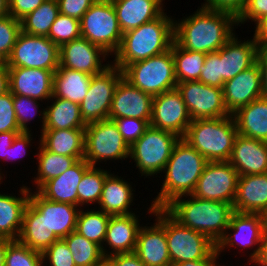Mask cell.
I'll list each match as a JSON object with an SVG mask.
<instances>
[{"label": "cell", "instance_id": "6da1fadb", "mask_svg": "<svg viewBox=\"0 0 267 266\" xmlns=\"http://www.w3.org/2000/svg\"><path fill=\"white\" fill-rule=\"evenodd\" d=\"M195 14L174 20V42L191 51L217 52L234 35L237 17L230 12L201 6Z\"/></svg>", "mask_w": 267, "mask_h": 266}, {"label": "cell", "instance_id": "7a4b0ae2", "mask_svg": "<svg viewBox=\"0 0 267 266\" xmlns=\"http://www.w3.org/2000/svg\"><path fill=\"white\" fill-rule=\"evenodd\" d=\"M174 42V19L166 12L136 29L123 33L112 65L124 70L129 64L162 54Z\"/></svg>", "mask_w": 267, "mask_h": 266}, {"label": "cell", "instance_id": "3957f363", "mask_svg": "<svg viewBox=\"0 0 267 266\" xmlns=\"http://www.w3.org/2000/svg\"><path fill=\"white\" fill-rule=\"evenodd\" d=\"M164 209L182 226L206 235L215 244L224 236L234 212L232 204L193 195L177 197Z\"/></svg>", "mask_w": 267, "mask_h": 266}, {"label": "cell", "instance_id": "277c9868", "mask_svg": "<svg viewBox=\"0 0 267 266\" xmlns=\"http://www.w3.org/2000/svg\"><path fill=\"white\" fill-rule=\"evenodd\" d=\"M207 162L188 142L180 138L163 171L165 178L162 188L151 206L165 208L175 198L191 195Z\"/></svg>", "mask_w": 267, "mask_h": 266}, {"label": "cell", "instance_id": "5b68a950", "mask_svg": "<svg viewBox=\"0 0 267 266\" xmlns=\"http://www.w3.org/2000/svg\"><path fill=\"white\" fill-rule=\"evenodd\" d=\"M238 135L232 115L192 120L183 139L208 162L228 161Z\"/></svg>", "mask_w": 267, "mask_h": 266}, {"label": "cell", "instance_id": "8992f818", "mask_svg": "<svg viewBox=\"0 0 267 266\" xmlns=\"http://www.w3.org/2000/svg\"><path fill=\"white\" fill-rule=\"evenodd\" d=\"M123 77L133 86L152 97L177 87L172 46L168 51L129 64Z\"/></svg>", "mask_w": 267, "mask_h": 266}, {"label": "cell", "instance_id": "52a82bcc", "mask_svg": "<svg viewBox=\"0 0 267 266\" xmlns=\"http://www.w3.org/2000/svg\"><path fill=\"white\" fill-rule=\"evenodd\" d=\"M180 137L172 132L149 126L141 138L129 148L141 176H154L164 171Z\"/></svg>", "mask_w": 267, "mask_h": 266}, {"label": "cell", "instance_id": "ba28073f", "mask_svg": "<svg viewBox=\"0 0 267 266\" xmlns=\"http://www.w3.org/2000/svg\"><path fill=\"white\" fill-rule=\"evenodd\" d=\"M81 36L108 54L118 50L122 31L111 0H97L80 20Z\"/></svg>", "mask_w": 267, "mask_h": 266}, {"label": "cell", "instance_id": "9c48e42d", "mask_svg": "<svg viewBox=\"0 0 267 266\" xmlns=\"http://www.w3.org/2000/svg\"><path fill=\"white\" fill-rule=\"evenodd\" d=\"M129 148L113 120L87 123L83 159L91 166L103 160L129 158Z\"/></svg>", "mask_w": 267, "mask_h": 266}, {"label": "cell", "instance_id": "30bf717a", "mask_svg": "<svg viewBox=\"0 0 267 266\" xmlns=\"http://www.w3.org/2000/svg\"><path fill=\"white\" fill-rule=\"evenodd\" d=\"M4 64L7 67L45 69L54 73L59 67V47L48 37L21 31Z\"/></svg>", "mask_w": 267, "mask_h": 266}, {"label": "cell", "instance_id": "8fae6325", "mask_svg": "<svg viewBox=\"0 0 267 266\" xmlns=\"http://www.w3.org/2000/svg\"><path fill=\"white\" fill-rule=\"evenodd\" d=\"M166 239L173 264L205 259L216 248L206 235L182 226L167 211Z\"/></svg>", "mask_w": 267, "mask_h": 266}, {"label": "cell", "instance_id": "7c38bea8", "mask_svg": "<svg viewBox=\"0 0 267 266\" xmlns=\"http://www.w3.org/2000/svg\"><path fill=\"white\" fill-rule=\"evenodd\" d=\"M230 231L231 234H230ZM267 231V221L263 214L259 213H240L234 211L230 218L224 236L217 242L216 250L221 254L226 247H246L257 246L249 255V262H254L260 252V246ZM229 232V233H228ZM234 232V233H233ZM238 244V245H236Z\"/></svg>", "mask_w": 267, "mask_h": 266}, {"label": "cell", "instance_id": "4fadbf2b", "mask_svg": "<svg viewBox=\"0 0 267 266\" xmlns=\"http://www.w3.org/2000/svg\"><path fill=\"white\" fill-rule=\"evenodd\" d=\"M123 71L114 65L100 74L93 75L87 95L80 104V113L84 122L91 123L108 119L113 94Z\"/></svg>", "mask_w": 267, "mask_h": 266}, {"label": "cell", "instance_id": "5bb4252c", "mask_svg": "<svg viewBox=\"0 0 267 266\" xmlns=\"http://www.w3.org/2000/svg\"><path fill=\"white\" fill-rule=\"evenodd\" d=\"M238 178V171L228 161L207 162L191 195L233 205Z\"/></svg>", "mask_w": 267, "mask_h": 266}, {"label": "cell", "instance_id": "9a60e30c", "mask_svg": "<svg viewBox=\"0 0 267 266\" xmlns=\"http://www.w3.org/2000/svg\"><path fill=\"white\" fill-rule=\"evenodd\" d=\"M148 210L156 216V222L149 227H140L134 253L145 266H165L171 263L166 239V210L152 206Z\"/></svg>", "mask_w": 267, "mask_h": 266}, {"label": "cell", "instance_id": "2e32d148", "mask_svg": "<svg viewBox=\"0 0 267 266\" xmlns=\"http://www.w3.org/2000/svg\"><path fill=\"white\" fill-rule=\"evenodd\" d=\"M176 88L181 93L192 120L230 115L224 105L222 88L209 86L198 80L177 83Z\"/></svg>", "mask_w": 267, "mask_h": 266}, {"label": "cell", "instance_id": "e0dca14e", "mask_svg": "<svg viewBox=\"0 0 267 266\" xmlns=\"http://www.w3.org/2000/svg\"><path fill=\"white\" fill-rule=\"evenodd\" d=\"M192 119L177 88L154 96L150 126L183 138Z\"/></svg>", "mask_w": 267, "mask_h": 266}, {"label": "cell", "instance_id": "ac0fdd59", "mask_svg": "<svg viewBox=\"0 0 267 266\" xmlns=\"http://www.w3.org/2000/svg\"><path fill=\"white\" fill-rule=\"evenodd\" d=\"M108 56L103 48L82 36L59 47V65L89 75L100 74L111 66L109 61L102 65Z\"/></svg>", "mask_w": 267, "mask_h": 266}, {"label": "cell", "instance_id": "d6986e66", "mask_svg": "<svg viewBox=\"0 0 267 266\" xmlns=\"http://www.w3.org/2000/svg\"><path fill=\"white\" fill-rule=\"evenodd\" d=\"M29 202L42 214V225L54 232L58 239H64L76 230L78 206L67 203L53 202L44 198L37 190L31 192Z\"/></svg>", "mask_w": 267, "mask_h": 266}, {"label": "cell", "instance_id": "ffe728a7", "mask_svg": "<svg viewBox=\"0 0 267 266\" xmlns=\"http://www.w3.org/2000/svg\"><path fill=\"white\" fill-rule=\"evenodd\" d=\"M152 99L151 95L122 77L115 88L108 119L127 117L150 120Z\"/></svg>", "mask_w": 267, "mask_h": 266}, {"label": "cell", "instance_id": "44dd1931", "mask_svg": "<svg viewBox=\"0 0 267 266\" xmlns=\"http://www.w3.org/2000/svg\"><path fill=\"white\" fill-rule=\"evenodd\" d=\"M223 99L230 115L250 102L262 97V81L259 65L255 63L234 78L224 82Z\"/></svg>", "mask_w": 267, "mask_h": 266}, {"label": "cell", "instance_id": "7402d4cb", "mask_svg": "<svg viewBox=\"0 0 267 266\" xmlns=\"http://www.w3.org/2000/svg\"><path fill=\"white\" fill-rule=\"evenodd\" d=\"M10 92L36 100H50L53 96V72L45 69L7 67Z\"/></svg>", "mask_w": 267, "mask_h": 266}, {"label": "cell", "instance_id": "603a6c76", "mask_svg": "<svg viewBox=\"0 0 267 266\" xmlns=\"http://www.w3.org/2000/svg\"><path fill=\"white\" fill-rule=\"evenodd\" d=\"M228 162L239 176L267 173V142L238 134Z\"/></svg>", "mask_w": 267, "mask_h": 266}, {"label": "cell", "instance_id": "cb8c5ba5", "mask_svg": "<svg viewBox=\"0 0 267 266\" xmlns=\"http://www.w3.org/2000/svg\"><path fill=\"white\" fill-rule=\"evenodd\" d=\"M259 46L253 39L239 41L234 35L224 46L220 48V68L223 82L234 78L244 70L256 63Z\"/></svg>", "mask_w": 267, "mask_h": 266}, {"label": "cell", "instance_id": "d4e9b609", "mask_svg": "<svg viewBox=\"0 0 267 266\" xmlns=\"http://www.w3.org/2000/svg\"><path fill=\"white\" fill-rule=\"evenodd\" d=\"M233 209L267 215V173L239 176Z\"/></svg>", "mask_w": 267, "mask_h": 266}, {"label": "cell", "instance_id": "484cf974", "mask_svg": "<svg viewBox=\"0 0 267 266\" xmlns=\"http://www.w3.org/2000/svg\"><path fill=\"white\" fill-rule=\"evenodd\" d=\"M90 166L80 159L60 176L45 182L37 191L50 201L78 206L77 187Z\"/></svg>", "mask_w": 267, "mask_h": 266}, {"label": "cell", "instance_id": "4316f807", "mask_svg": "<svg viewBox=\"0 0 267 266\" xmlns=\"http://www.w3.org/2000/svg\"><path fill=\"white\" fill-rule=\"evenodd\" d=\"M139 225V219L134 212L110 216L104 242L109 246V250L111 247V251L103 252L104 256L134 252L141 227Z\"/></svg>", "mask_w": 267, "mask_h": 266}, {"label": "cell", "instance_id": "83f0119b", "mask_svg": "<svg viewBox=\"0 0 267 266\" xmlns=\"http://www.w3.org/2000/svg\"><path fill=\"white\" fill-rule=\"evenodd\" d=\"M122 33L158 18L165 10L163 0H111Z\"/></svg>", "mask_w": 267, "mask_h": 266}, {"label": "cell", "instance_id": "f1b7e54d", "mask_svg": "<svg viewBox=\"0 0 267 266\" xmlns=\"http://www.w3.org/2000/svg\"><path fill=\"white\" fill-rule=\"evenodd\" d=\"M19 192L23 197L0 193V237L9 240L18 239L29 202L30 188L22 186Z\"/></svg>", "mask_w": 267, "mask_h": 266}, {"label": "cell", "instance_id": "f546056e", "mask_svg": "<svg viewBox=\"0 0 267 266\" xmlns=\"http://www.w3.org/2000/svg\"><path fill=\"white\" fill-rule=\"evenodd\" d=\"M118 175L109 174L103 184V190L99 200L100 208L109 215H127L134 198V189L131 183L123 180Z\"/></svg>", "mask_w": 267, "mask_h": 266}, {"label": "cell", "instance_id": "4dcf8cb0", "mask_svg": "<svg viewBox=\"0 0 267 266\" xmlns=\"http://www.w3.org/2000/svg\"><path fill=\"white\" fill-rule=\"evenodd\" d=\"M238 134L267 142V98L260 97L232 114Z\"/></svg>", "mask_w": 267, "mask_h": 266}, {"label": "cell", "instance_id": "1f68e13d", "mask_svg": "<svg viewBox=\"0 0 267 266\" xmlns=\"http://www.w3.org/2000/svg\"><path fill=\"white\" fill-rule=\"evenodd\" d=\"M39 139L50 152L84 158L85 129L43 130Z\"/></svg>", "mask_w": 267, "mask_h": 266}, {"label": "cell", "instance_id": "d6a6232c", "mask_svg": "<svg viewBox=\"0 0 267 266\" xmlns=\"http://www.w3.org/2000/svg\"><path fill=\"white\" fill-rule=\"evenodd\" d=\"M17 240L32 250L43 253L58 238L54 232L45 229L42 225V214L28 202L23 214L22 228Z\"/></svg>", "mask_w": 267, "mask_h": 266}, {"label": "cell", "instance_id": "836d02e7", "mask_svg": "<svg viewBox=\"0 0 267 266\" xmlns=\"http://www.w3.org/2000/svg\"><path fill=\"white\" fill-rule=\"evenodd\" d=\"M92 76L59 65L53 74V96L68 99L80 105L87 95Z\"/></svg>", "mask_w": 267, "mask_h": 266}, {"label": "cell", "instance_id": "e575fe53", "mask_svg": "<svg viewBox=\"0 0 267 266\" xmlns=\"http://www.w3.org/2000/svg\"><path fill=\"white\" fill-rule=\"evenodd\" d=\"M50 99L55 101L45 108L43 130L85 129L87 124L81 117L80 105L54 96Z\"/></svg>", "mask_w": 267, "mask_h": 266}, {"label": "cell", "instance_id": "d590c367", "mask_svg": "<svg viewBox=\"0 0 267 266\" xmlns=\"http://www.w3.org/2000/svg\"><path fill=\"white\" fill-rule=\"evenodd\" d=\"M37 161L38 172L34 183L38 190L45 182L56 178L72 167L78 160L75 157L55 154L48 151L41 143L38 147Z\"/></svg>", "mask_w": 267, "mask_h": 266}, {"label": "cell", "instance_id": "8d00e7d4", "mask_svg": "<svg viewBox=\"0 0 267 266\" xmlns=\"http://www.w3.org/2000/svg\"><path fill=\"white\" fill-rule=\"evenodd\" d=\"M77 217L76 232L84 236L88 240L98 244L102 247V251L105 252L107 249L104 247L106 231L109 223L110 216L102 210H87V212L81 210Z\"/></svg>", "mask_w": 267, "mask_h": 266}, {"label": "cell", "instance_id": "74e56055", "mask_svg": "<svg viewBox=\"0 0 267 266\" xmlns=\"http://www.w3.org/2000/svg\"><path fill=\"white\" fill-rule=\"evenodd\" d=\"M59 14L57 0H46L20 20L21 31L29 35L47 37Z\"/></svg>", "mask_w": 267, "mask_h": 266}, {"label": "cell", "instance_id": "f35d334b", "mask_svg": "<svg viewBox=\"0 0 267 266\" xmlns=\"http://www.w3.org/2000/svg\"><path fill=\"white\" fill-rule=\"evenodd\" d=\"M206 55L203 52L186 50L173 42L172 56L177 83L199 80Z\"/></svg>", "mask_w": 267, "mask_h": 266}, {"label": "cell", "instance_id": "ab89813d", "mask_svg": "<svg viewBox=\"0 0 267 266\" xmlns=\"http://www.w3.org/2000/svg\"><path fill=\"white\" fill-rule=\"evenodd\" d=\"M109 173L108 170L99 169L96 166H90L85 171L77 187L78 207H82L84 204L99 203L103 184Z\"/></svg>", "mask_w": 267, "mask_h": 266}, {"label": "cell", "instance_id": "60d3db41", "mask_svg": "<svg viewBox=\"0 0 267 266\" xmlns=\"http://www.w3.org/2000/svg\"><path fill=\"white\" fill-rule=\"evenodd\" d=\"M64 240L72 252L75 266H91L104 256L101 246L76 231L71 232Z\"/></svg>", "mask_w": 267, "mask_h": 266}, {"label": "cell", "instance_id": "b9f144b4", "mask_svg": "<svg viewBox=\"0 0 267 266\" xmlns=\"http://www.w3.org/2000/svg\"><path fill=\"white\" fill-rule=\"evenodd\" d=\"M42 253L32 250L18 240L7 244L5 266H43Z\"/></svg>", "mask_w": 267, "mask_h": 266}, {"label": "cell", "instance_id": "7bdbcfd3", "mask_svg": "<svg viewBox=\"0 0 267 266\" xmlns=\"http://www.w3.org/2000/svg\"><path fill=\"white\" fill-rule=\"evenodd\" d=\"M58 47L81 37L80 21L70 16L59 14L53 22L47 36Z\"/></svg>", "mask_w": 267, "mask_h": 266}, {"label": "cell", "instance_id": "ee69618b", "mask_svg": "<svg viewBox=\"0 0 267 266\" xmlns=\"http://www.w3.org/2000/svg\"><path fill=\"white\" fill-rule=\"evenodd\" d=\"M41 105L38 100L21 96V95H13V106L15 110V116L18 122V126L22 132H31L29 130L28 122L34 118V116H37L36 114L39 112L42 117L38 115L39 119H42V130L44 127L45 122V109H42L43 111L40 112L38 109ZM39 110V111H38Z\"/></svg>", "mask_w": 267, "mask_h": 266}, {"label": "cell", "instance_id": "f6af8a7d", "mask_svg": "<svg viewBox=\"0 0 267 266\" xmlns=\"http://www.w3.org/2000/svg\"><path fill=\"white\" fill-rule=\"evenodd\" d=\"M20 32V20L11 15L0 18V63L9 58Z\"/></svg>", "mask_w": 267, "mask_h": 266}, {"label": "cell", "instance_id": "bcb514c9", "mask_svg": "<svg viewBox=\"0 0 267 266\" xmlns=\"http://www.w3.org/2000/svg\"><path fill=\"white\" fill-rule=\"evenodd\" d=\"M112 120L115 122L123 140L129 147L141 138L145 130L150 126V120L127 117Z\"/></svg>", "mask_w": 267, "mask_h": 266}, {"label": "cell", "instance_id": "7dc6e473", "mask_svg": "<svg viewBox=\"0 0 267 266\" xmlns=\"http://www.w3.org/2000/svg\"><path fill=\"white\" fill-rule=\"evenodd\" d=\"M220 62V49L217 52L208 53L198 81L209 86L223 88Z\"/></svg>", "mask_w": 267, "mask_h": 266}, {"label": "cell", "instance_id": "c3c4849f", "mask_svg": "<svg viewBox=\"0 0 267 266\" xmlns=\"http://www.w3.org/2000/svg\"><path fill=\"white\" fill-rule=\"evenodd\" d=\"M43 262L49 266H75L72 252L64 239L53 242L43 253ZM49 260V261H48Z\"/></svg>", "mask_w": 267, "mask_h": 266}, {"label": "cell", "instance_id": "681fc988", "mask_svg": "<svg viewBox=\"0 0 267 266\" xmlns=\"http://www.w3.org/2000/svg\"><path fill=\"white\" fill-rule=\"evenodd\" d=\"M21 131L15 116L13 94L9 91L0 96V133Z\"/></svg>", "mask_w": 267, "mask_h": 266}, {"label": "cell", "instance_id": "f907efd6", "mask_svg": "<svg viewBox=\"0 0 267 266\" xmlns=\"http://www.w3.org/2000/svg\"><path fill=\"white\" fill-rule=\"evenodd\" d=\"M267 15V0H247L244 10L237 17V25L252 20L255 24Z\"/></svg>", "mask_w": 267, "mask_h": 266}, {"label": "cell", "instance_id": "816d5d0a", "mask_svg": "<svg viewBox=\"0 0 267 266\" xmlns=\"http://www.w3.org/2000/svg\"><path fill=\"white\" fill-rule=\"evenodd\" d=\"M97 0H57L59 13L81 20Z\"/></svg>", "mask_w": 267, "mask_h": 266}, {"label": "cell", "instance_id": "f5cc1de1", "mask_svg": "<svg viewBox=\"0 0 267 266\" xmlns=\"http://www.w3.org/2000/svg\"><path fill=\"white\" fill-rule=\"evenodd\" d=\"M247 0H205L203 7L230 12L236 17L244 10Z\"/></svg>", "mask_w": 267, "mask_h": 266}, {"label": "cell", "instance_id": "db71d44e", "mask_svg": "<svg viewBox=\"0 0 267 266\" xmlns=\"http://www.w3.org/2000/svg\"><path fill=\"white\" fill-rule=\"evenodd\" d=\"M46 0H9V12L15 19L21 20L37 9Z\"/></svg>", "mask_w": 267, "mask_h": 266}, {"label": "cell", "instance_id": "11a10c76", "mask_svg": "<svg viewBox=\"0 0 267 266\" xmlns=\"http://www.w3.org/2000/svg\"><path fill=\"white\" fill-rule=\"evenodd\" d=\"M32 133L30 132H22L17 135V137L13 140L12 145L8 148L6 160H19V157L26 155V149L30 147V141ZM27 147V148H26Z\"/></svg>", "mask_w": 267, "mask_h": 266}, {"label": "cell", "instance_id": "9f6ffc18", "mask_svg": "<svg viewBox=\"0 0 267 266\" xmlns=\"http://www.w3.org/2000/svg\"><path fill=\"white\" fill-rule=\"evenodd\" d=\"M256 63L261 71L262 97L267 98V48H259Z\"/></svg>", "mask_w": 267, "mask_h": 266}, {"label": "cell", "instance_id": "6f0895ef", "mask_svg": "<svg viewBox=\"0 0 267 266\" xmlns=\"http://www.w3.org/2000/svg\"><path fill=\"white\" fill-rule=\"evenodd\" d=\"M20 133H22V131H7L0 133V160L1 158L3 159V161L6 160L8 148L12 145L13 140ZM0 170L2 169L0 168ZM1 173L2 172L0 171V184L2 182L1 180L3 179L2 176H4V174Z\"/></svg>", "mask_w": 267, "mask_h": 266}, {"label": "cell", "instance_id": "680465c9", "mask_svg": "<svg viewBox=\"0 0 267 266\" xmlns=\"http://www.w3.org/2000/svg\"><path fill=\"white\" fill-rule=\"evenodd\" d=\"M114 266H145L140 258L134 253H123L110 256Z\"/></svg>", "mask_w": 267, "mask_h": 266}, {"label": "cell", "instance_id": "91938a15", "mask_svg": "<svg viewBox=\"0 0 267 266\" xmlns=\"http://www.w3.org/2000/svg\"><path fill=\"white\" fill-rule=\"evenodd\" d=\"M255 25L253 36L259 48H267V15L261 18Z\"/></svg>", "mask_w": 267, "mask_h": 266}, {"label": "cell", "instance_id": "94428289", "mask_svg": "<svg viewBox=\"0 0 267 266\" xmlns=\"http://www.w3.org/2000/svg\"><path fill=\"white\" fill-rule=\"evenodd\" d=\"M10 91L9 72L4 63H0V96Z\"/></svg>", "mask_w": 267, "mask_h": 266}, {"label": "cell", "instance_id": "6125c7cd", "mask_svg": "<svg viewBox=\"0 0 267 266\" xmlns=\"http://www.w3.org/2000/svg\"><path fill=\"white\" fill-rule=\"evenodd\" d=\"M255 265L259 266H267V231L264 234L261 246H260V252L257 256V259L253 262Z\"/></svg>", "mask_w": 267, "mask_h": 266}, {"label": "cell", "instance_id": "be15d7a7", "mask_svg": "<svg viewBox=\"0 0 267 266\" xmlns=\"http://www.w3.org/2000/svg\"><path fill=\"white\" fill-rule=\"evenodd\" d=\"M176 266H210V254L205 259L178 263Z\"/></svg>", "mask_w": 267, "mask_h": 266}, {"label": "cell", "instance_id": "e7e4bbea", "mask_svg": "<svg viewBox=\"0 0 267 266\" xmlns=\"http://www.w3.org/2000/svg\"><path fill=\"white\" fill-rule=\"evenodd\" d=\"M11 240L0 237V266H5V254H6V248L7 244Z\"/></svg>", "mask_w": 267, "mask_h": 266}, {"label": "cell", "instance_id": "03108f58", "mask_svg": "<svg viewBox=\"0 0 267 266\" xmlns=\"http://www.w3.org/2000/svg\"><path fill=\"white\" fill-rule=\"evenodd\" d=\"M10 15L9 0H0V18Z\"/></svg>", "mask_w": 267, "mask_h": 266}, {"label": "cell", "instance_id": "003e7915", "mask_svg": "<svg viewBox=\"0 0 267 266\" xmlns=\"http://www.w3.org/2000/svg\"><path fill=\"white\" fill-rule=\"evenodd\" d=\"M91 266H114V264L110 256H103L101 259H99Z\"/></svg>", "mask_w": 267, "mask_h": 266}, {"label": "cell", "instance_id": "a7ac6f4b", "mask_svg": "<svg viewBox=\"0 0 267 266\" xmlns=\"http://www.w3.org/2000/svg\"><path fill=\"white\" fill-rule=\"evenodd\" d=\"M220 253L216 250V248L210 253V266H221L217 263ZM217 259V260H216ZM223 266V265H222Z\"/></svg>", "mask_w": 267, "mask_h": 266}, {"label": "cell", "instance_id": "89a4df30", "mask_svg": "<svg viewBox=\"0 0 267 266\" xmlns=\"http://www.w3.org/2000/svg\"><path fill=\"white\" fill-rule=\"evenodd\" d=\"M165 266H176V264L170 263V264L165 265Z\"/></svg>", "mask_w": 267, "mask_h": 266}]
</instances>
